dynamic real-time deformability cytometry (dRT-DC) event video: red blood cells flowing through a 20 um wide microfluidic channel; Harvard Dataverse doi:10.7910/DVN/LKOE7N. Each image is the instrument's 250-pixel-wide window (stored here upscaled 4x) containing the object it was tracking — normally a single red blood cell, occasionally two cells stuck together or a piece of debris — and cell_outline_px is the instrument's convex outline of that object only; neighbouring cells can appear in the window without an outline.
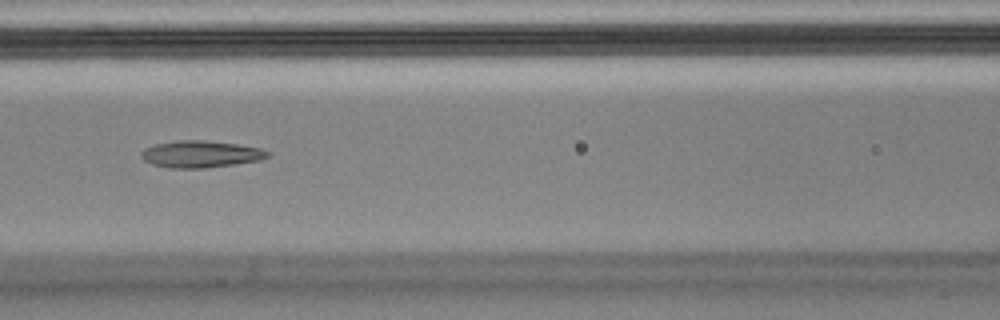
{"species": "Egyptian fruit bat (a non-hibernating species)", "species_latin": "Rousettus aegyptiacus", "temperature_condition": "cold", "stored_images_in_passage": 12, "camera_frame_rate_fps": 3000, "um_per_image_px": 0.085, "animal": {"sex": "male"}, "frame": {"image": 1, "passage_image": 9, "time_ms": 2.667, "image_size_px": [1000, 320], "cell_outline_px": [[268, 156], [260, 160], [236, 164], [204, 168], [168, 168], [152, 164], [144, 160], [140, 156], [140, 152], [144, 148], [156, 144], [180, 140], [204, 140], [236, 144], [260, 148], [268, 152]], "centroid_in_image_um": [17.02, 13.1], "position_along_channel_um": 149.6, "area_um2": 19.71}}
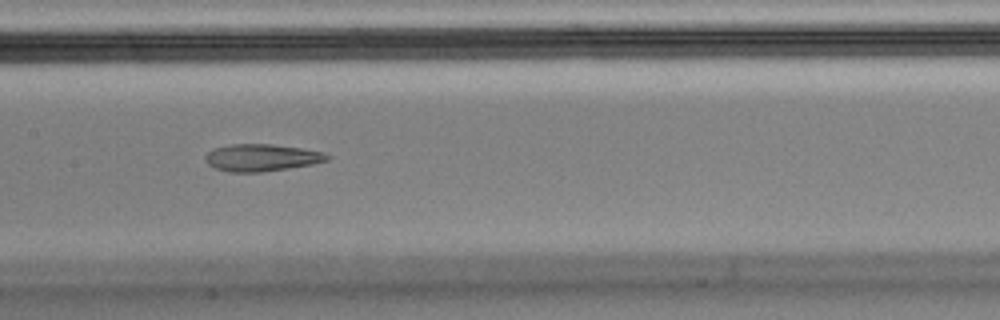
{"frame": {"image": 2, "passage_image": 10, "time_ms": 3.0, "image_size_px": [1000, 320], "cell_outline_px": [[332, 156], [328, 160], [312, 164], [288, 168], [260, 172], [228, 172], [216, 168], [208, 164], [204, 160], [204, 156], [212, 148], [232, 144], [272, 144], [300, 148], [324, 152]], "centroid_in_image_um": [22.22, 13.39], "position_along_channel_um": 185.2, "area_um2": 19.31}}